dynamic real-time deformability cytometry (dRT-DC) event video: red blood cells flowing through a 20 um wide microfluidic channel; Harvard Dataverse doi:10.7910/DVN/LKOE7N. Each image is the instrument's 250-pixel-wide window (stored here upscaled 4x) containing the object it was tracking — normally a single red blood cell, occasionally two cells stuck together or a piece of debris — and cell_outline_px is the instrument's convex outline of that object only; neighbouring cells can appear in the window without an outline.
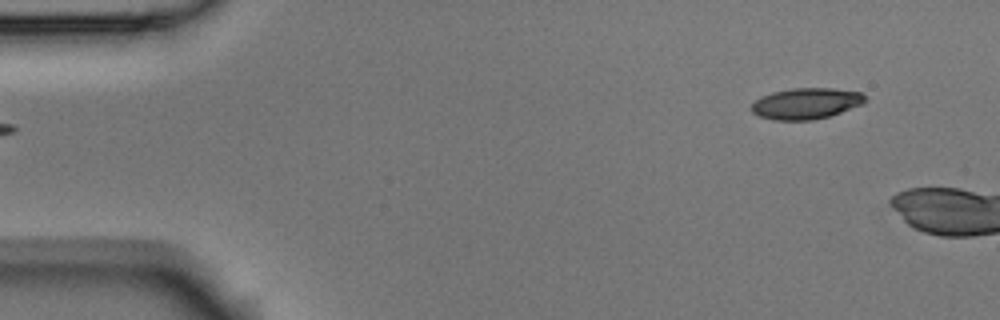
{"species": "Egyptian fruit bat (a non-hibernating species)", "species_latin": "Rousettus aegyptiacus", "temperature_condition": "room temperature", "stored_images_in_passage": 5, "camera_frame_rate_fps": 3000, "um_per_image_px": 0.085, "animal": {"sex": "male"}, "frame": {"image": 1, "passage_image": 5, "time_ms": 1.333, "image_size_px": [1000, 320], "cell_outline_px": [[868, 100], [860, 104], [840, 112], [828, 116], [812, 120], [772, 120], [760, 116], [752, 112], [752, 104], [760, 96], [772, 92], [792, 88], [832, 88], [860, 92]], "centroid_in_image_um": [68.48, 8.79], "position_along_channel_um": 16.5, "area_um2": 20.4}}